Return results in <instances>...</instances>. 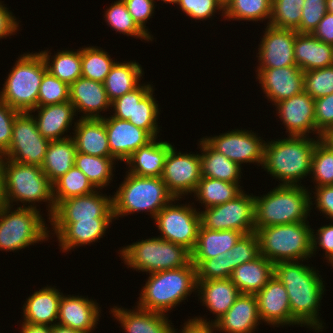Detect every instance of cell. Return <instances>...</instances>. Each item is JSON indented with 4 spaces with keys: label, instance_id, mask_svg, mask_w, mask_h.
Here are the masks:
<instances>
[{
    "label": "cell",
    "instance_id": "obj_1",
    "mask_svg": "<svg viewBox=\"0 0 333 333\" xmlns=\"http://www.w3.org/2000/svg\"><path fill=\"white\" fill-rule=\"evenodd\" d=\"M300 262H277L274 264V275L286 288L291 308V325L306 326L315 332H322L324 322L318 315L325 281H322V276L314 267Z\"/></svg>",
    "mask_w": 333,
    "mask_h": 333
},
{
    "label": "cell",
    "instance_id": "obj_2",
    "mask_svg": "<svg viewBox=\"0 0 333 333\" xmlns=\"http://www.w3.org/2000/svg\"><path fill=\"white\" fill-rule=\"evenodd\" d=\"M311 136H287L265 142L262 168L279 185L301 186V180L311 174L312 156L316 143L321 139Z\"/></svg>",
    "mask_w": 333,
    "mask_h": 333
},
{
    "label": "cell",
    "instance_id": "obj_3",
    "mask_svg": "<svg viewBox=\"0 0 333 333\" xmlns=\"http://www.w3.org/2000/svg\"><path fill=\"white\" fill-rule=\"evenodd\" d=\"M0 167L2 170L5 204L14 206L13 202L16 204L21 202L23 205L19 207L39 210L35 203L45 202L48 203L47 210L49 213L47 214L49 216L48 219H50L56 208L53 197V184L43 173L42 168L36 165L17 163L2 157Z\"/></svg>",
    "mask_w": 333,
    "mask_h": 333
},
{
    "label": "cell",
    "instance_id": "obj_4",
    "mask_svg": "<svg viewBox=\"0 0 333 333\" xmlns=\"http://www.w3.org/2000/svg\"><path fill=\"white\" fill-rule=\"evenodd\" d=\"M196 290V266L191 262L182 268L150 273L136 304L141 309L166 314Z\"/></svg>",
    "mask_w": 333,
    "mask_h": 333
},
{
    "label": "cell",
    "instance_id": "obj_5",
    "mask_svg": "<svg viewBox=\"0 0 333 333\" xmlns=\"http://www.w3.org/2000/svg\"><path fill=\"white\" fill-rule=\"evenodd\" d=\"M254 196L255 232L274 225L307 221L310 191L305 186L278 185L263 196Z\"/></svg>",
    "mask_w": 333,
    "mask_h": 333
},
{
    "label": "cell",
    "instance_id": "obj_6",
    "mask_svg": "<svg viewBox=\"0 0 333 333\" xmlns=\"http://www.w3.org/2000/svg\"><path fill=\"white\" fill-rule=\"evenodd\" d=\"M126 176L113 197L114 220L135 212H150L152 220L172 200L161 177H142L125 172Z\"/></svg>",
    "mask_w": 333,
    "mask_h": 333
},
{
    "label": "cell",
    "instance_id": "obj_7",
    "mask_svg": "<svg viewBox=\"0 0 333 333\" xmlns=\"http://www.w3.org/2000/svg\"><path fill=\"white\" fill-rule=\"evenodd\" d=\"M46 71L47 66L40 52L20 54L5 79L0 99L18 112L34 110Z\"/></svg>",
    "mask_w": 333,
    "mask_h": 333
},
{
    "label": "cell",
    "instance_id": "obj_8",
    "mask_svg": "<svg viewBox=\"0 0 333 333\" xmlns=\"http://www.w3.org/2000/svg\"><path fill=\"white\" fill-rule=\"evenodd\" d=\"M312 229L309 222L274 225L259 229L260 255L271 261H305L312 257Z\"/></svg>",
    "mask_w": 333,
    "mask_h": 333
},
{
    "label": "cell",
    "instance_id": "obj_9",
    "mask_svg": "<svg viewBox=\"0 0 333 333\" xmlns=\"http://www.w3.org/2000/svg\"><path fill=\"white\" fill-rule=\"evenodd\" d=\"M118 253L127 268L146 274L178 269L191 263V252L187 248L158 236L123 246Z\"/></svg>",
    "mask_w": 333,
    "mask_h": 333
},
{
    "label": "cell",
    "instance_id": "obj_10",
    "mask_svg": "<svg viewBox=\"0 0 333 333\" xmlns=\"http://www.w3.org/2000/svg\"><path fill=\"white\" fill-rule=\"evenodd\" d=\"M11 208L5 204L0 210V251L16 252L49 239L50 231L40 210Z\"/></svg>",
    "mask_w": 333,
    "mask_h": 333
},
{
    "label": "cell",
    "instance_id": "obj_11",
    "mask_svg": "<svg viewBox=\"0 0 333 333\" xmlns=\"http://www.w3.org/2000/svg\"><path fill=\"white\" fill-rule=\"evenodd\" d=\"M175 200L180 198L172 200L153 219L161 233L158 237L184 246L192 252L201 226L200 214L198 209L193 207L194 202L179 205Z\"/></svg>",
    "mask_w": 333,
    "mask_h": 333
},
{
    "label": "cell",
    "instance_id": "obj_12",
    "mask_svg": "<svg viewBox=\"0 0 333 333\" xmlns=\"http://www.w3.org/2000/svg\"><path fill=\"white\" fill-rule=\"evenodd\" d=\"M242 192L235 199L199 211L201 227L221 231L255 232V200L253 194Z\"/></svg>",
    "mask_w": 333,
    "mask_h": 333
},
{
    "label": "cell",
    "instance_id": "obj_13",
    "mask_svg": "<svg viewBox=\"0 0 333 333\" xmlns=\"http://www.w3.org/2000/svg\"><path fill=\"white\" fill-rule=\"evenodd\" d=\"M49 142L39 133L33 116L20 112L14 120L11 144L2 158L41 167Z\"/></svg>",
    "mask_w": 333,
    "mask_h": 333
},
{
    "label": "cell",
    "instance_id": "obj_14",
    "mask_svg": "<svg viewBox=\"0 0 333 333\" xmlns=\"http://www.w3.org/2000/svg\"><path fill=\"white\" fill-rule=\"evenodd\" d=\"M174 145L169 149L162 173V180L174 198L193 194L202 178L200 154L181 153Z\"/></svg>",
    "mask_w": 333,
    "mask_h": 333
},
{
    "label": "cell",
    "instance_id": "obj_15",
    "mask_svg": "<svg viewBox=\"0 0 333 333\" xmlns=\"http://www.w3.org/2000/svg\"><path fill=\"white\" fill-rule=\"evenodd\" d=\"M204 139L218 152L240 167L243 163H254L262 166L264 162L265 142L254 131L235 129L220 135L207 136ZM259 164V165H258Z\"/></svg>",
    "mask_w": 333,
    "mask_h": 333
},
{
    "label": "cell",
    "instance_id": "obj_16",
    "mask_svg": "<svg viewBox=\"0 0 333 333\" xmlns=\"http://www.w3.org/2000/svg\"><path fill=\"white\" fill-rule=\"evenodd\" d=\"M100 193V194H99ZM99 191L61 201L48 222H79L80 220H114L113 197Z\"/></svg>",
    "mask_w": 333,
    "mask_h": 333
},
{
    "label": "cell",
    "instance_id": "obj_17",
    "mask_svg": "<svg viewBox=\"0 0 333 333\" xmlns=\"http://www.w3.org/2000/svg\"><path fill=\"white\" fill-rule=\"evenodd\" d=\"M288 136H307L316 134V138H324L315 124V100L304 91L291 98L284 99L274 105ZM315 132V133H314Z\"/></svg>",
    "mask_w": 333,
    "mask_h": 333
},
{
    "label": "cell",
    "instance_id": "obj_18",
    "mask_svg": "<svg viewBox=\"0 0 333 333\" xmlns=\"http://www.w3.org/2000/svg\"><path fill=\"white\" fill-rule=\"evenodd\" d=\"M258 48L257 69L280 68L296 65L294 42L296 30L281 29L267 25Z\"/></svg>",
    "mask_w": 333,
    "mask_h": 333
},
{
    "label": "cell",
    "instance_id": "obj_19",
    "mask_svg": "<svg viewBox=\"0 0 333 333\" xmlns=\"http://www.w3.org/2000/svg\"><path fill=\"white\" fill-rule=\"evenodd\" d=\"M256 72V79L272 105L304 91V72L297 65L257 69Z\"/></svg>",
    "mask_w": 333,
    "mask_h": 333
},
{
    "label": "cell",
    "instance_id": "obj_20",
    "mask_svg": "<svg viewBox=\"0 0 333 333\" xmlns=\"http://www.w3.org/2000/svg\"><path fill=\"white\" fill-rule=\"evenodd\" d=\"M103 120L111 155L118 161L125 162L140 147L154 139L146 130L128 120H120L111 115Z\"/></svg>",
    "mask_w": 333,
    "mask_h": 333
},
{
    "label": "cell",
    "instance_id": "obj_21",
    "mask_svg": "<svg viewBox=\"0 0 333 333\" xmlns=\"http://www.w3.org/2000/svg\"><path fill=\"white\" fill-rule=\"evenodd\" d=\"M69 102L74 106L76 114L83 113L80 119H103L105 116L100 112L112 109L104 83L82 76L70 84Z\"/></svg>",
    "mask_w": 333,
    "mask_h": 333
},
{
    "label": "cell",
    "instance_id": "obj_22",
    "mask_svg": "<svg viewBox=\"0 0 333 333\" xmlns=\"http://www.w3.org/2000/svg\"><path fill=\"white\" fill-rule=\"evenodd\" d=\"M255 297L262 322L274 328L291 325L289 297L285 286L275 275Z\"/></svg>",
    "mask_w": 333,
    "mask_h": 333
},
{
    "label": "cell",
    "instance_id": "obj_23",
    "mask_svg": "<svg viewBox=\"0 0 333 333\" xmlns=\"http://www.w3.org/2000/svg\"><path fill=\"white\" fill-rule=\"evenodd\" d=\"M113 220H80L79 222H49L59 242L60 250L68 252L103 238Z\"/></svg>",
    "mask_w": 333,
    "mask_h": 333
},
{
    "label": "cell",
    "instance_id": "obj_24",
    "mask_svg": "<svg viewBox=\"0 0 333 333\" xmlns=\"http://www.w3.org/2000/svg\"><path fill=\"white\" fill-rule=\"evenodd\" d=\"M196 293H198L197 296L200 302L203 303L202 306L204 305L210 313L216 314V317L209 321H207V318L205 320L200 316L191 319L202 324L212 325L231 308L240 295L236 285L229 278L197 280Z\"/></svg>",
    "mask_w": 333,
    "mask_h": 333
},
{
    "label": "cell",
    "instance_id": "obj_25",
    "mask_svg": "<svg viewBox=\"0 0 333 333\" xmlns=\"http://www.w3.org/2000/svg\"><path fill=\"white\" fill-rule=\"evenodd\" d=\"M101 307L82 295H63L59 304L57 324L83 333H92L99 321ZM93 330V331H92Z\"/></svg>",
    "mask_w": 333,
    "mask_h": 333
},
{
    "label": "cell",
    "instance_id": "obj_26",
    "mask_svg": "<svg viewBox=\"0 0 333 333\" xmlns=\"http://www.w3.org/2000/svg\"><path fill=\"white\" fill-rule=\"evenodd\" d=\"M261 322L255 295L240 294L231 308L213 325L215 332L255 333Z\"/></svg>",
    "mask_w": 333,
    "mask_h": 333
},
{
    "label": "cell",
    "instance_id": "obj_27",
    "mask_svg": "<svg viewBox=\"0 0 333 333\" xmlns=\"http://www.w3.org/2000/svg\"><path fill=\"white\" fill-rule=\"evenodd\" d=\"M110 310L126 333H175L166 316L168 314L144 310L138 306L133 310L114 306Z\"/></svg>",
    "mask_w": 333,
    "mask_h": 333
},
{
    "label": "cell",
    "instance_id": "obj_28",
    "mask_svg": "<svg viewBox=\"0 0 333 333\" xmlns=\"http://www.w3.org/2000/svg\"><path fill=\"white\" fill-rule=\"evenodd\" d=\"M37 111V115L35 114ZM37 125L39 133L49 141L62 140L69 137L65 135L73 124L74 116L76 115L74 106L68 101L60 104L47 106H37L29 112Z\"/></svg>",
    "mask_w": 333,
    "mask_h": 333
},
{
    "label": "cell",
    "instance_id": "obj_29",
    "mask_svg": "<svg viewBox=\"0 0 333 333\" xmlns=\"http://www.w3.org/2000/svg\"><path fill=\"white\" fill-rule=\"evenodd\" d=\"M62 294L55 286L48 285L34 291L23 304V322L51 327L57 324Z\"/></svg>",
    "mask_w": 333,
    "mask_h": 333
},
{
    "label": "cell",
    "instance_id": "obj_30",
    "mask_svg": "<svg viewBox=\"0 0 333 333\" xmlns=\"http://www.w3.org/2000/svg\"><path fill=\"white\" fill-rule=\"evenodd\" d=\"M296 65L303 71L333 65V45L323 43L309 33H297L294 42Z\"/></svg>",
    "mask_w": 333,
    "mask_h": 333
},
{
    "label": "cell",
    "instance_id": "obj_31",
    "mask_svg": "<svg viewBox=\"0 0 333 333\" xmlns=\"http://www.w3.org/2000/svg\"><path fill=\"white\" fill-rule=\"evenodd\" d=\"M72 132L76 150L99 157L111 155L103 119H78Z\"/></svg>",
    "mask_w": 333,
    "mask_h": 333
},
{
    "label": "cell",
    "instance_id": "obj_32",
    "mask_svg": "<svg viewBox=\"0 0 333 333\" xmlns=\"http://www.w3.org/2000/svg\"><path fill=\"white\" fill-rule=\"evenodd\" d=\"M156 139L140 147L125 161L129 168L128 173L142 177L162 176L167 153L173 145Z\"/></svg>",
    "mask_w": 333,
    "mask_h": 333
},
{
    "label": "cell",
    "instance_id": "obj_33",
    "mask_svg": "<svg viewBox=\"0 0 333 333\" xmlns=\"http://www.w3.org/2000/svg\"><path fill=\"white\" fill-rule=\"evenodd\" d=\"M244 234L234 230H209L200 226L191 262L196 268L205 260L230 250Z\"/></svg>",
    "mask_w": 333,
    "mask_h": 333
},
{
    "label": "cell",
    "instance_id": "obj_34",
    "mask_svg": "<svg viewBox=\"0 0 333 333\" xmlns=\"http://www.w3.org/2000/svg\"><path fill=\"white\" fill-rule=\"evenodd\" d=\"M274 276V264L259 255L250 262L243 263L236 267L230 280L236 285L240 294L258 293Z\"/></svg>",
    "mask_w": 333,
    "mask_h": 333
},
{
    "label": "cell",
    "instance_id": "obj_35",
    "mask_svg": "<svg viewBox=\"0 0 333 333\" xmlns=\"http://www.w3.org/2000/svg\"><path fill=\"white\" fill-rule=\"evenodd\" d=\"M198 146L201 150L200 161L202 177L240 184L242 168L237 163L216 151L204 137L200 139Z\"/></svg>",
    "mask_w": 333,
    "mask_h": 333
},
{
    "label": "cell",
    "instance_id": "obj_36",
    "mask_svg": "<svg viewBox=\"0 0 333 333\" xmlns=\"http://www.w3.org/2000/svg\"><path fill=\"white\" fill-rule=\"evenodd\" d=\"M152 85V86H151ZM155 89L153 84H140L134 89V110L133 119L128 121L135 126L146 130L153 138H158L160 132L158 115L160 114L159 106L153 95Z\"/></svg>",
    "mask_w": 333,
    "mask_h": 333
},
{
    "label": "cell",
    "instance_id": "obj_37",
    "mask_svg": "<svg viewBox=\"0 0 333 333\" xmlns=\"http://www.w3.org/2000/svg\"><path fill=\"white\" fill-rule=\"evenodd\" d=\"M142 75H144V71L138 62L132 60L117 62L116 60L104 81L109 101L113 102L137 88L141 84Z\"/></svg>",
    "mask_w": 333,
    "mask_h": 333
},
{
    "label": "cell",
    "instance_id": "obj_38",
    "mask_svg": "<svg viewBox=\"0 0 333 333\" xmlns=\"http://www.w3.org/2000/svg\"><path fill=\"white\" fill-rule=\"evenodd\" d=\"M76 153L72 137L49 142L41 168L52 184L75 165Z\"/></svg>",
    "mask_w": 333,
    "mask_h": 333
},
{
    "label": "cell",
    "instance_id": "obj_39",
    "mask_svg": "<svg viewBox=\"0 0 333 333\" xmlns=\"http://www.w3.org/2000/svg\"><path fill=\"white\" fill-rule=\"evenodd\" d=\"M244 189L237 183L225 182L214 178L202 177L193 196L204 208L221 205L239 196Z\"/></svg>",
    "mask_w": 333,
    "mask_h": 333
},
{
    "label": "cell",
    "instance_id": "obj_40",
    "mask_svg": "<svg viewBox=\"0 0 333 333\" xmlns=\"http://www.w3.org/2000/svg\"><path fill=\"white\" fill-rule=\"evenodd\" d=\"M40 54L45 60L47 71L61 81L70 85L81 77V47L76 51L59 50L55 56H51L48 50L40 51Z\"/></svg>",
    "mask_w": 333,
    "mask_h": 333
},
{
    "label": "cell",
    "instance_id": "obj_41",
    "mask_svg": "<svg viewBox=\"0 0 333 333\" xmlns=\"http://www.w3.org/2000/svg\"><path fill=\"white\" fill-rule=\"evenodd\" d=\"M116 161L114 157H99L77 152L74 166L87 176L97 190H102L113 181V169H115L113 165Z\"/></svg>",
    "mask_w": 333,
    "mask_h": 333
},
{
    "label": "cell",
    "instance_id": "obj_42",
    "mask_svg": "<svg viewBox=\"0 0 333 333\" xmlns=\"http://www.w3.org/2000/svg\"><path fill=\"white\" fill-rule=\"evenodd\" d=\"M272 0H231L224 8V19L238 21H264L271 18Z\"/></svg>",
    "mask_w": 333,
    "mask_h": 333
},
{
    "label": "cell",
    "instance_id": "obj_43",
    "mask_svg": "<svg viewBox=\"0 0 333 333\" xmlns=\"http://www.w3.org/2000/svg\"><path fill=\"white\" fill-rule=\"evenodd\" d=\"M97 189L76 166L53 183L55 206L71 197L90 194Z\"/></svg>",
    "mask_w": 333,
    "mask_h": 333
},
{
    "label": "cell",
    "instance_id": "obj_44",
    "mask_svg": "<svg viewBox=\"0 0 333 333\" xmlns=\"http://www.w3.org/2000/svg\"><path fill=\"white\" fill-rule=\"evenodd\" d=\"M108 52L97 46L81 48L82 77L104 83L106 76L115 64Z\"/></svg>",
    "mask_w": 333,
    "mask_h": 333
},
{
    "label": "cell",
    "instance_id": "obj_45",
    "mask_svg": "<svg viewBox=\"0 0 333 333\" xmlns=\"http://www.w3.org/2000/svg\"><path fill=\"white\" fill-rule=\"evenodd\" d=\"M104 20L116 32L120 34L136 37L140 40L152 42V39L145 34L134 22L132 16L128 12L126 3L123 0L114 1L104 13Z\"/></svg>",
    "mask_w": 333,
    "mask_h": 333
},
{
    "label": "cell",
    "instance_id": "obj_46",
    "mask_svg": "<svg viewBox=\"0 0 333 333\" xmlns=\"http://www.w3.org/2000/svg\"><path fill=\"white\" fill-rule=\"evenodd\" d=\"M311 176L316 183L315 187L333 185V146L325 138L320 139L315 145Z\"/></svg>",
    "mask_w": 333,
    "mask_h": 333
},
{
    "label": "cell",
    "instance_id": "obj_47",
    "mask_svg": "<svg viewBox=\"0 0 333 333\" xmlns=\"http://www.w3.org/2000/svg\"><path fill=\"white\" fill-rule=\"evenodd\" d=\"M304 0H272L269 25L281 29L297 30L301 22Z\"/></svg>",
    "mask_w": 333,
    "mask_h": 333
},
{
    "label": "cell",
    "instance_id": "obj_48",
    "mask_svg": "<svg viewBox=\"0 0 333 333\" xmlns=\"http://www.w3.org/2000/svg\"><path fill=\"white\" fill-rule=\"evenodd\" d=\"M228 261V278L239 265L250 262L260 255L259 238L256 232L243 235L238 242L224 253Z\"/></svg>",
    "mask_w": 333,
    "mask_h": 333
},
{
    "label": "cell",
    "instance_id": "obj_49",
    "mask_svg": "<svg viewBox=\"0 0 333 333\" xmlns=\"http://www.w3.org/2000/svg\"><path fill=\"white\" fill-rule=\"evenodd\" d=\"M69 84L53 76L49 71L44 73L39 88L37 106L60 104L69 101Z\"/></svg>",
    "mask_w": 333,
    "mask_h": 333
},
{
    "label": "cell",
    "instance_id": "obj_50",
    "mask_svg": "<svg viewBox=\"0 0 333 333\" xmlns=\"http://www.w3.org/2000/svg\"><path fill=\"white\" fill-rule=\"evenodd\" d=\"M304 92L314 100L333 93V65L304 72Z\"/></svg>",
    "mask_w": 333,
    "mask_h": 333
},
{
    "label": "cell",
    "instance_id": "obj_51",
    "mask_svg": "<svg viewBox=\"0 0 333 333\" xmlns=\"http://www.w3.org/2000/svg\"><path fill=\"white\" fill-rule=\"evenodd\" d=\"M187 16L193 20H206L215 16L216 12L222 11L224 16V7L218 0H178L176 3Z\"/></svg>",
    "mask_w": 333,
    "mask_h": 333
},
{
    "label": "cell",
    "instance_id": "obj_52",
    "mask_svg": "<svg viewBox=\"0 0 333 333\" xmlns=\"http://www.w3.org/2000/svg\"><path fill=\"white\" fill-rule=\"evenodd\" d=\"M327 13L326 0H304L298 33L312 34Z\"/></svg>",
    "mask_w": 333,
    "mask_h": 333
},
{
    "label": "cell",
    "instance_id": "obj_53",
    "mask_svg": "<svg viewBox=\"0 0 333 333\" xmlns=\"http://www.w3.org/2000/svg\"><path fill=\"white\" fill-rule=\"evenodd\" d=\"M316 130L325 137L333 130V93L315 99Z\"/></svg>",
    "mask_w": 333,
    "mask_h": 333
},
{
    "label": "cell",
    "instance_id": "obj_54",
    "mask_svg": "<svg viewBox=\"0 0 333 333\" xmlns=\"http://www.w3.org/2000/svg\"><path fill=\"white\" fill-rule=\"evenodd\" d=\"M197 280L228 279V261L224 253L205 259L196 268Z\"/></svg>",
    "mask_w": 333,
    "mask_h": 333
},
{
    "label": "cell",
    "instance_id": "obj_55",
    "mask_svg": "<svg viewBox=\"0 0 333 333\" xmlns=\"http://www.w3.org/2000/svg\"><path fill=\"white\" fill-rule=\"evenodd\" d=\"M126 3L128 12L132 16L134 22L137 26L147 34L152 40L153 35L146 28V23L148 22L151 16H154L155 9V0H123Z\"/></svg>",
    "mask_w": 333,
    "mask_h": 333
},
{
    "label": "cell",
    "instance_id": "obj_56",
    "mask_svg": "<svg viewBox=\"0 0 333 333\" xmlns=\"http://www.w3.org/2000/svg\"><path fill=\"white\" fill-rule=\"evenodd\" d=\"M20 112L0 99V155L3 156L10 144L15 117Z\"/></svg>",
    "mask_w": 333,
    "mask_h": 333
},
{
    "label": "cell",
    "instance_id": "obj_57",
    "mask_svg": "<svg viewBox=\"0 0 333 333\" xmlns=\"http://www.w3.org/2000/svg\"><path fill=\"white\" fill-rule=\"evenodd\" d=\"M315 230H312V256L316 255L315 253L320 249V247L323 249L325 253V258L327 260L328 264H333V223L323 225L317 232H314ZM316 233V234H314ZM318 246V247H317Z\"/></svg>",
    "mask_w": 333,
    "mask_h": 333
},
{
    "label": "cell",
    "instance_id": "obj_58",
    "mask_svg": "<svg viewBox=\"0 0 333 333\" xmlns=\"http://www.w3.org/2000/svg\"><path fill=\"white\" fill-rule=\"evenodd\" d=\"M315 191H310V209L316 204L315 209L322 212L325 217L333 222V185L314 187ZM312 197V198H311ZM316 199L315 202L312 199ZM314 202V204H313ZM327 215V216H326Z\"/></svg>",
    "mask_w": 333,
    "mask_h": 333
},
{
    "label": "cell",
    "instance_id": "obj_59",
    "mask_svg": "<svg viewBox=\"0 0 333 333\" xmlns=\"http://www.w3.org/2000/svg\"><path fill=\"white\" fill-rule=\"evenodd\" d=\"M114 114L111 115L120 120L133 119L134 90L127 92L122 97L111 102Z\"/></svg>",
    "mask_w": 333,
    "mask_h": 333
},
{
    "label": "cell",
    "instance_id": "obj_60",
    "mask_svg": "<svg viewBox=\"0 0 333 333\" xmlns=\"http://www.w3.org/2000/svg\"><path fill=\"white\" fill-rule=\"evenodd\" d=\"M5 6L0 0V39H6L19 30V21L17 22L14 14Z\"/></svg>",
    "mask_w": 333,
    "mask_h": 333
},
{
    "label": "cell",
    "instance_id": "obj_61",
    "mask_svg": "<svg viewBox=\"0 0 333 333\" xmlns=\"http://www.w3.org/2000/svg\"><path fill=\"white\" fill-rule=\"evenodd\" d=\"M312 35L326 44L333 45V14L327 12Z\"/></svg>",
    "mask_w": 333,
    "mask_h": 333
},
{
    "label": "cell",
    "instance_id": "obj_62",
    "mask_svg": "<svg viewBox=\"0 0 333 333\" xmlns=\"http://www.w3.org/2000/svg\"><path fill=\"white\" fill-rule=\"evenodd\" d=\"M183 329L180 330V333H214V325L212 324H202L196 322L192 319L185 321ZM175 329V333H178Z\"/></svg>",
    "mask_w": 333,
    "mask_h": 333
},
{
    "label": "cell",
    "instance_id": "obj_63",
    "mask_svg": "<svg viewBox=\"0 0 333 333\" xmlns=\"http://www.w3.org/2000/svg\"><path fill=\"white\" fill-rule=\"evenodd\" d=\"M22 323L20 333H51V326Z\"/></svg>",
    "mask_w": 333,
    "mask_h": 333
},
{
    "label": "cell",
    "instance_id": "obj_64",
    "mask_svg": "<svg viewBox=\"0 0 333 333\" xmlns=\"http://www.w3.org/2000/svg\"><path fill=\"white\" fill-rule=\"evenodd\" d=\"M51 333H83L81 331L55 324L51 327Z\"/></svg>",
    "mask_w": 333,
    "mask_h": 333
},
{
    "label": "cell",
    "instance_id": "obj_65",
    "mask_svg": "<svg viewBox=\"0 0 333 333\" xmlns=\"http://www.w3.org/2000/svg\"><path fill=\"white\" fill-rule=\"evenodd\" d=\"M4 205H5V200L3 192V178H2V170L0 167V210L3 208Z\"/></svg>",
    "mask_w": 333,
    "mask_h": 333
},
{
    "label": "cell",
    "instance_id": "obj_66",
    "mask_svg": "<svg viewBox=\"0 0 333 333\" xmlns=\"http://www.w3.org/2000/svg\"><path fill=\"white\" fill-rule=\"evenodd\" d=\"M327 12L333 14V0H326Z\"/></svg>",
    "mask_w": 333,
    "mask_h": 333
},
{
    "label": "cell",
    "instance_id": "obj_67",
    "mask_svg": "<svg viewBox=\"0 0 333 333\" xmlns=\"http://www.w3.org/2000/svg\"><path fill=\"white\" fill-rule=\"evenodd\" d=\"M333 146V130L324 137Z\"/></svg>",
    "mask_w": 333,
    "mask_h": 333
},
{
    "label": "cell",
    "instance_id": "obj_68",
    "mask_svg": "<svg viewBox=\"0 0 333 333\" xmlns=\"http://www.w3.org/2000/svg\"><path fill=\"white\" fill-rule=\"evenodd\" d=\"M231 0H218V2L225 8Z\"/></svg>",
    "mask_w": 333,
    "mask_h": 333
},
{
    "label": "cell",
    "instance_id": "obj_69",
    "mask_svg": "<svg viewBox=\"0 0 333 333\" xmlns=\"http://www.w3.org/2000/svg\"><path fill=\"white\" fill-rule=\"evenodd\" d=\"M157 1H160V0H157ZM163 1V3H166V4H176L178 2V0H161Z\"/></svg>",
    "mask_w": 333,
    "mask_h": 333
}]
</instances>
